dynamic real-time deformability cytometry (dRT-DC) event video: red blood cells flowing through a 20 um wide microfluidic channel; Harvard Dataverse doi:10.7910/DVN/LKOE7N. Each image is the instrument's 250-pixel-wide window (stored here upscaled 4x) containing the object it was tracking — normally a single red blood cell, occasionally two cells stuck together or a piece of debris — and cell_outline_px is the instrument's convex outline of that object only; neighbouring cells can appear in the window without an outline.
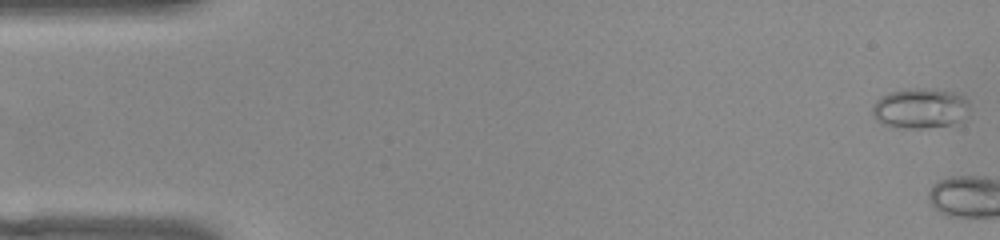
{"species": "common noctule bat (a hibernating species)", "species_latin": "Nyctalus noctula", "temperature_condition": "warm", "stored_images_in_passage": 4, "camera_frame_rate_fps": 3000, "um_per_image_px": 0.085, "animal": {"sex": "female", "body_mass_g": 22.0, "forearm_length_mm": 56.7}, "frame": {"image": 1, "passage_image": 1, "time_ms": 0.0, "image_size_px": [1000, 240], "cell_outline_px": [[968, 104], [956, 120], [948, 124], [924, 128], [904, 128], [884, 124], [876, 120], [872, 116], [872, 108], [876, 100], [892, 92], [904, 88], [932, 88], [952, 92], [968, 100]], "centroid_in_image_um": [78.09, 9.18], "position_along_channel_um": 6.9, "area_um2": 21.96}}